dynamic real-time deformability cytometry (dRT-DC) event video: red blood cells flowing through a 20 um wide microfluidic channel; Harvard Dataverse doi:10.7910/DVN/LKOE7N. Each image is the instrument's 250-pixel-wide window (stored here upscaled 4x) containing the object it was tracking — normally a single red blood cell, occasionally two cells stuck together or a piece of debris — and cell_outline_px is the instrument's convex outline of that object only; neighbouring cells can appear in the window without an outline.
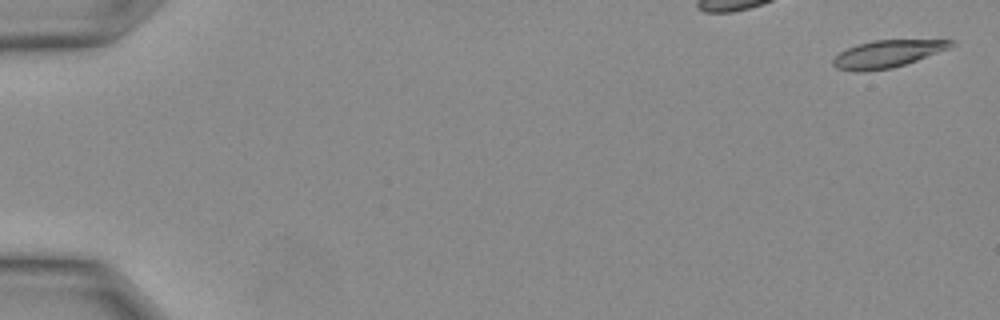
{"species": "Egyptian fruit bat (a non-hibernating species)", "species_latin": "Rousettus aegyptiacus", "temperature_condition": "warm", "stored_images_in_passage": 10, "camera_frame_rate_fps": 3000, "um_per_image_px": 0.085, "animal": {"sex": "female"}, "frame": {"image": 1, "passage_image": 1, "time_ms": 0.0, "image_size_px": [1000, 320], "cell_outline_px": [[956, 40], [948, 48], [916, 60], [892, 68], [856, 72], [836, 68], [832, 64], [832, 60], [840, 52], [848, 48], [860, 44], [876, 40]], "centroid_in_image_um": [75.37, 4.59], "position_along_channel_um": 9.6, "area_um2": 18.26}}